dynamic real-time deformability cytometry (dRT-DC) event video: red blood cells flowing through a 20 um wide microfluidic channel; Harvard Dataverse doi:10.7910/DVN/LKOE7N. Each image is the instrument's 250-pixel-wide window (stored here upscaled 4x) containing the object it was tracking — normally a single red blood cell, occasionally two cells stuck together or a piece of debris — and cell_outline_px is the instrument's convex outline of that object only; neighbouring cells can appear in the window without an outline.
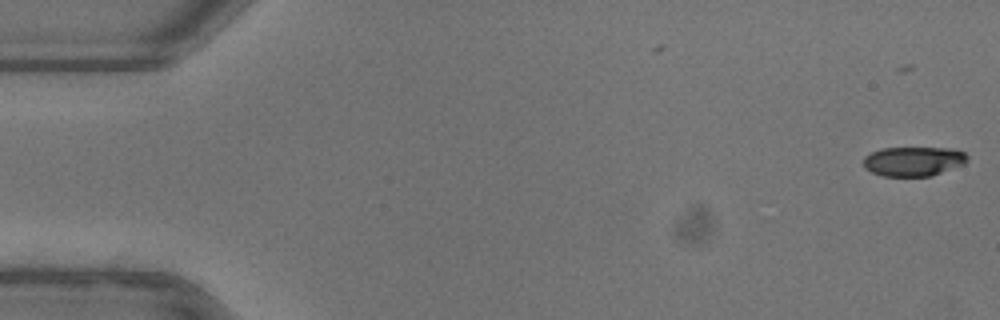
{"species": "common noctule bat (a hibernating species)", "species_latin": "Nyctalus noctula", "temperature_condition": "warm", "stored_images_in_passage": 21, "camera_frame_rate_fps": 3000, "um_per_image_px": 0.085, "animal": {"sex": "female"}, "frame": {"image": 1, "passage_image": 1, "time_ms": 0.0, "image_size_px": [1000, 320], "cell_outline_px": [[968, 160], [964, 164], [932, 176], [884, 176], [872, 172], [864, 168], [864, 156], [880, 148], [956, 148], [964, 152], [968, 156]], "centroid_in_image_um": [77.67, 13.7], "position_along_channel_um": 7.3, "area_um2": 17.98}}
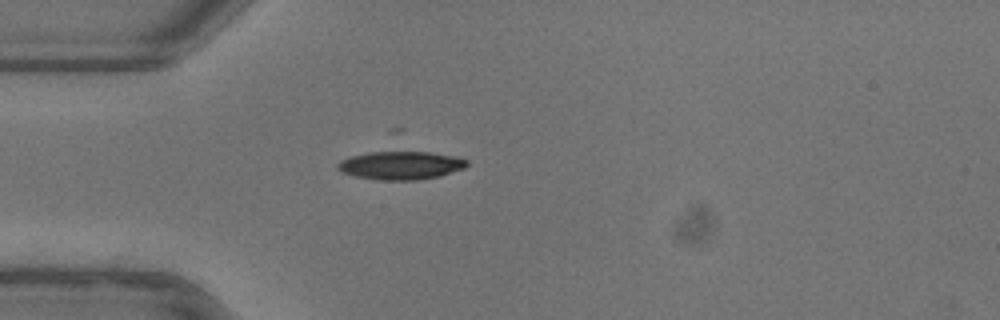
{"frame": {"image": 2, "passage_image": 15, "time_ms": 4.667, "image_size_px": [1000, 320], "cell_outline_px": [[468, 164], [464, 168], [440, 176], [416, 180], [380, 180], [356, 176], [340, 172], [336, 168], [336, 164], [340, 160], [352, 156], [368, 152], [392, 148], [396, 148], [460, 156], [468, 160]], "centroid_in_image_um": [34.06, 14.0], "position_along_channel_um": 50.9, "area_um2": 22.31}}
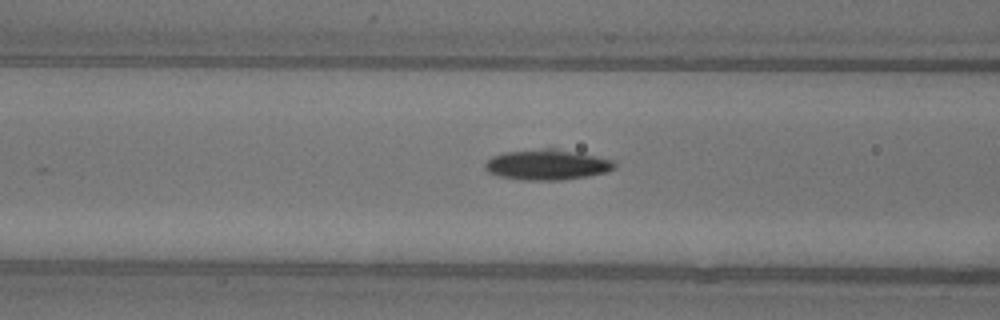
{"frame": {"image": 3, "passage_image": 21, "time_ms": 6.667, "image_size_px": [1000, 320], "cell_outline_px": [[616, 168], [608, 172], [588, 176], [560, 180], [520, 180], [500, 176], [488, 172], [484, 168], [484, 164], [492, 156], [504, 152], [544, 148], [556, 148], [612, 160], [616, 164]], "centroid_in_image_um": [46.49, 14.0], "position_along_channel_um": 120.1, "area_um2": 22.95}}